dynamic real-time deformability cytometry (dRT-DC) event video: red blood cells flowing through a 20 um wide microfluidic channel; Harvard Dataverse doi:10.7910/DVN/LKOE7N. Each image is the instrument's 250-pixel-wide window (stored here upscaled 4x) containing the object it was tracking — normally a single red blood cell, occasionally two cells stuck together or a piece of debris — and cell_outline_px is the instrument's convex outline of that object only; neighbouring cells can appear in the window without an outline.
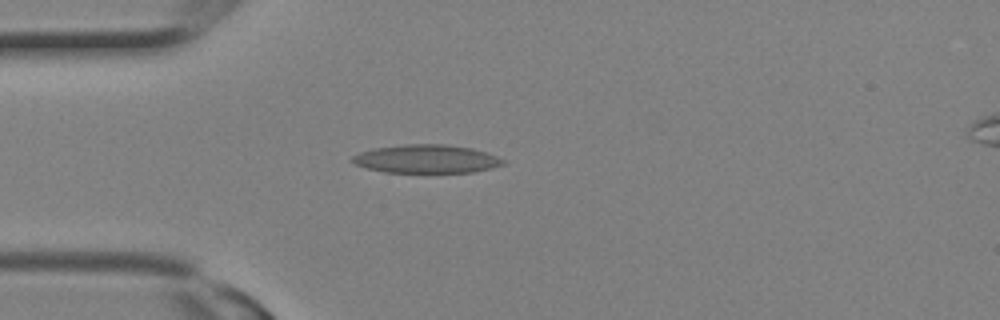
{"species": "Egyptian fruit bat (a non-hibernating species)", "species_latin": "Rousettus aegyptiacus", "temperature_condition": "room temperature", "stored_images_in_passage": 4, "camera_frame_rate_fps": 3000, "um_per_image_px": 0.085, "animal": {"sex": "female"}, "frame": {"image": 1, "passage_image": 3, "time_ms": 0.667, "image_size_px": [1000, 320], "cell_outline_px": [[504, 164], [472, 172], [384, 172], [368, 168], [356, 164], [348, 160], [352, 156], [360, 152], [372, 148], [408, 144], [444, 144], [472, 148], [496, 156], [504, 160]], "centroid_in_image_um": [36.19, 13.5], "position_along_channel_um": 48.8, "area_um2": 24.68}}